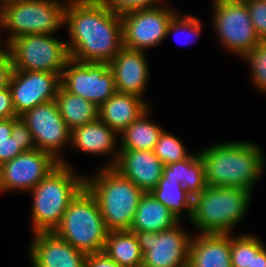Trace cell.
<instances>
[{"instance_id": "cell-23", "label": "cell", "mask_w": 266, "mask_h": 267, "mask_svg": "<svg viewBox=\"0 0 266 267\" xmlns=\"http://www.w3.org/2000/svg\"><path fill=\"white\" fill-rule=\"evenodd\" d=\"M162 177L177 180L192 197L207 187L205 164L199 152L183 161L165 165Z\"/></svg>"}, {"instance_id": "cell-24", "label": "cell", "mask_w": 266, "mask_h": 267, "mask_svg": "<svg viewBox=\"0 0 266 267\" xmlns=\"http://www.w3.org/2000/svg\"><path fill=\"white\" fill-rule=\"evenodd\" d=\"M55 101L65 124L71 131L99 118L98 107L95 104L69 93L61 85L58 88Z\"/></svg>"}, {"instance_id": "cell-29", "label": "cell", "mask_w": 266, "mask_h": 267, "mask_svg": "<svg viewBox=\"0 0 266 267\" xmlns=\"http://www.w3.org/2000/svg\"><path fill=\"white\" fill-rule=\"evenodd\" d=\"M153 151L164 165L180 162L191 156L180 139L164 130Z\"/></svg>"}, {"instance_id": "cell-14", "label": "cell", "mask_w": 266, "mask_h": 267, "mask_svg": "<svg viewBox=\"0 0 266 267\" xmlns=\"http://www.w3.org/2000/svg\"><path fill=\"white\" fill-rule=\"evenodd\" d=\"M59 163L50 153L37 148L23 152L0 166V192L30 191Z\"/></svg>"}, {"instance_id": "cell-12", "label": "cell", "mask_w": 266, "mask_h": 267, "mask_svg": "<svg viewBox=\"0 0 266 267\" xmlns=\"http://www.w3.org/2000/svg\"><path fill=\"white\" fill-rule=\"evenodd\" d=\"M176 14L172 9L156 6L120 15L123 46L144 51L160 44L168 36V26Z\"/></svg>"}, {"instance_id": "cell-30", "label": "cell", "mask_w": 266, "mask_h": 267, "mask_svg": "<svg viewBox=\"0 0 266 267\" xmlns=\"http://www.w3.org/2000/svg\"><path fill=\"white\" fill-rule=\"evenodd\" d=\"M251 66L252 81L256 87L266 92V41H260L244 57Z\"/></svg>"}, {"instance_id": "cell-16", "label": "cell", "mask_w": 266, "mask_h": 267, "mask_svg": "<svg viewBox=\"0 0 266 267\" xmlns=\"http://www.w3.org/2000/svg\"><path fill=\"white\" fill-rule=\"evenodd\" d=\"M114 154L113 161L106 167L116 169L144 193L151 192L158 185L165 165L153 150L120 149L118 154L116 152Z\"/></svg>"}, {"instance_id": "cell-22", "label": "cell", "mask_w": 266, "mask_h": 267, "mask_svg": "<svg viewBox=\"0 0 266 267\" xmlns=\"http://www.w3.org/2000/svg\"><path fill=\"white\" fill-rule=\"evenodd\" d=\"M115 133V130L98 118L96 121L74 128L71 131V144L90 154H112L116 144Z\"/></svg>"}, {"instance_id": "cell-4", "label": "cell", "mask_w": 266, "mask_h": 267, "mask_svg": "<svg viewBox=\"0 0 266 267\" xmlns=\"http://www.w3.org/2000/svg\"><path fill=\"white\" fill-rule=\"evenodd\" d=\"M85 187L95 197L109 231L129 230L144 192L113 167H106L92 178L85 177Z\"/></svg>"}, {"instance_id": "cell-3", "label": "cell", "mask_w": 266, "mask_h": 267, "mask_svg": "<svg viewBox=\"0 0 266 267\" xmlns=\"http://www.w3.org/2000/svg\"><path fill=\"white\" fill-rule=\"evenodd\" d=\"M85 187V176L76 175L64 160L32 190L33 231L53 232L71 201Z\"/></svg>"}, {"instance_id": "cell-39", "label": "cell", "mask_w": 266, "mask_h": 267, "mask_svg": "<svg viewBox=\"0 0 266 267\" xmlns=\"http://www.w3.org/2000/svg\"><path fill=\"white\" fill-rule=\"evenodd\" d=\"M20 117L8 118V119H0V142L8 140L11 137L13 124Z\"/></svg>"}, {"instance_id": "cell-26", "label": "cell", "mask_w": 266, "mask_h": 267, "mask_svg": "<svg viewBox=\"0 0 266 267\" xmlns=\"http://www.w3.org/2000/svg\"><path fill=\"white\" fill-rule=\"evenodd\" d=\"M146 110L137 120L133 121L121 134V148L130 150H154L163 129L149 121Z\"/></svg>"}, {"instance_id": "cell-10", "label": "cell", "mask_w": 266, "mask_h": 267, "mask_svg": "<svg viewBox=\"0 0 266 267\" xmlns=\"http://www.w3.org/2000/svg\"><path fill=\"white\" fill-rule=\"evenodd\" d=\"M60 83L69 93L97 107L117 92L108 63L77 62L70 58L61 73Z\"/></svg>"}, {"instance_id": "cell-13", "label": "cell", "mask_w": 266, "mask_h": 267, "mask_svg": "<svg viewBox=\"0 0 266 267\" xmlns=\"http://www.w3.org/2000/svg\"><path fill=\"white\" fill-rule=\"evenodd\" d=\"M20 118L29 128L36 148L62 162L58 153L66 143H71V130L65 124L56 101L39 104Z\"/></svg>"}, {"instance_id": "cell-1", "label": "cell", "mask_w": 266, "mask_h": 267, "mask_svg": "<svg viewBox=\"0 0 266 267\" xmlns=\"http://www.w3.org/2000/svg\"><path fill=\"white\" fill-rule=\"evenodd\" d=\"M64 24L71 38L69 56L77 62L109 63L123 47L121 17L102 0H70Z\"/></svg>"}, {"instance_id": "cell-15", "label": "cell", "mask_w": 266, "mask_h": 267, "mask_svg": "<svg viewBox=\"0 0 266 267\" xmlns=\"http://www.w3.org/2000/svg\"><path fill=\"white\" fill-rule=\"evenodd\" d=\"M61 74L13 70L9 88L18 117L39 104L55 100Z\"/></svg>"}, {"instance_id": "cell-36", "label": "cell", "mask_w": 266, "mask_h": 267, "mask_svg": "<svg viewBox=\"0 0 266 267\" xmlns=\"http://www.w3.org/2000/svg\"><path fill=\"white\" fill-rule=\"evenodd\" d=\"M14 67L9 50L0 51V90L9 87Z\"/></svg>"}, {"instance_id": "cell-9", "label": "cell", "mask_w": 266, "mask_h": 267, "mask_svg": "<svg viewBox=\"0 0 266 267\" xmlns=\"http://www.w3.org/2000/svg\"><path fill=\"white\" fill-rule=\"evenodd\" d=\"M213 1V23L223 46L243 58L260 42L246 2L244 0Z\"/></svg>"}, {"instance_id": "cell-20", "label": "cell", "mask_w": 266, "mask_h": 267, "mask_svg": "<svg viewBox=\"0 0 266 267\" xmlns=\"http://www.w3.org/2000/svg\"><path fill=\"white\" fill-rule=\"evenodd\" d=\"M148 109V104L139 96L116 92L98 107V113L99 119L118 134Z\"/></svg>"}, {"instance_id": "cell-33", "label": "cell", "mask_w": 266, "mask_h": 267, "mask_svg": "<svg viewBox=\"0 0 266 267\" xmlns=\"http://www.w3.org/2000/svg\"><path fill=\"white\" fill-rule=\"evenodd\" d=\"M184 16L185 17H183V16L180 17V14L179 15L176 14L174 16V18L172 19V21L170 22V24L168 26L167 35H169L172 32L175 34L178 30L181 31L180 32L181 34L183 33V31H188L190 34L196 35V37H197V35L200 34L201 24H200L199 19L194 17V16H191L190 14H188V15L185 14ZM174 38H176V37H174ZM187 40H186V43L190 42ZM194 41L195 40H193V42Z\"/></svg>"}, {"instance_id": "cell-7", "label": "cell", "mask_w": 266, "mask_h": 267, "mask_svg": "<svg viewBox=\"0 0 266 267\" xmlns=\"http://www.w3.org/2000/svg\"><path fill=\"white\" fill-rule=\"evenodd\" d=\"M58 0H8L0 4V26L10 33L6 46L28 34H53L64 25L66 4Z\"/></svg>"}, {"instance_id": "cell-21", "label": "cell", "mask_w": 266, "mask_h": 267, "mask_svg": "<svg viewBox=\"0 0 266 267\" xmlns=\"http://www.w3.org/2000/svg\"><path fill=\"white\" fill-rule=\"evenodd\" d=\"M180 221L150 192L139 201L129 231L160 232L174 227Z\"/></svg>"}, {"instance_id": "cell-32", "label": "cell", "mask_w": 266, "mask_h": 267, "mask_svg": "<svg viewBox=\"0 0 266 267\" xmlns=\"http://www.w3.org/2000/svg\"><path fill=\"white\" fill-rule=\"evenodd\" d=\"M105 5L110 8L115 14L122 15L130 11L143 8L156 7V3L165 0H102ZM155 4V5H154Z\"/></svg>"}, {"instance_id": "cell-35", "label": "cell", "mask_w": 266, "mask_h": 267, "mask_svg": "<svg viewBox=\"0 0 266 267\" xmlns=\"http://www.w3.org/2000/svg\"><path fill=\"white\" fill-rule=\"evenodd\" d=\"M23 152L16 140V133H12L8 140L0 142V166Z\"/></svg>"}, {"instance_id": "cell-40", "label": "cell", "mask_w": 266, "mask_h": 267, "mask_svg": "<svg viewBox=\"0 0 266 267\" xmlns=\"http://www.w3.org/2000/svg\"><path fill=\"white\" fill-rule=\"evenodd\" d=\"M266 246L264 245L257 253H252L251 267H266Z\"/></svg>"}, {"instance_id": "cell-34", "label": "cell", "mask_w": 266, "mask_h": 267, "mask_svg": "<svg viewBox=\"0 0 266 267\" xmlns=\"http://www.w3.org/2000/svg\"><path fill=\"white\" fill-rule=\"evenodd\" d=\"M12 133H16V140L24 152L36 149L32 134L21 118L13 124Z\"/></svg>"}, {"instance_id": "cell-41", "label": "cell", "mask_w": 266, "mask_h": 267, "mask_svg": "<svg viewBox=\"0 0 266 267\" xmlns=\"http://www.w3.org/2000/svg\"><path fill=\"white\" fill-rule=\"evenodd\" d=\"M5 1H8V0H0V4H2V3L5 2Z\"/></svg>"}, {"instance_id": "cell-25", "label": "cell", "mask_w": 266, "mask_h": 267, "mask_svg": "<svg viewBox=\"0 0 266 267\" xmlns=\"http://www.w3.org/2000/svg\"><path fill=\"white\" fill-rule=\"evenodd\" d=\"M119 267H142L143 254L134 232L109 231L103 250Z\"/></svg>"}, {"instance_id": "cell-19", "label": "cell", "mask_w": 266, "mask_h": 267, "mask_svg": "<svg viewBox=\"0 0 266 267\" xmlns=\"http://www.w3.org/2000/svg\"><path fill=\"white\" fill-rule=\"evenodd\" d=\"M188 267H232L230 234H201L189 247Z\"/></svg>"}, {"instance_id": "cell-5", "label": "cell", "mask_w": 266, "mask_h": 267, "mask_svg": "<svg viewBox=\"0 0 266 267\" xmlns=\"http://www.w3.org/2000/svg\"><path fill=\"white\" fill-rule=\"evenodd\" d=\"M251 194V190L207 185L193 197L190 221L201 234H230L246 214Z\"/></svg>"}, {"instance_id": "cell-37", "label": "cell", "mask_w": 266, "mask_h": 267, "mask_svg": "<svg viewBox=\"0 0 266 267\" xmlns=\"http://www.w3.org/2000/svg\"><path fill=\"white\" fill-rule=\"evenodd\" d=\"M18 117L12 102V94L9 87L0 90V119Z\"/></svg>"}, {"instance_id": "cell-8", "label": "cell", "mask_w": 266, "mask_h": 267, "mask_svg": "<svg viewBox=\"0 0 266 267\" xmlns=\"http://www.w3.org/2000/svg\"><path fill=\"white\" fill-rule=\"evenodd\" d=\"M66 43L52 34H28L12 40L6 48L15 70L61 74L70 59Z\"/></svg>"}, {"instance_id": "cell-28", "label": "cell", "mask_w": 266, "mask_h": 267, "mask_svg": "<svg viewBox=\"0 0 266 267\" xmlns=\"http://www.w3.org/2000/svg\"><path fill=\"white\" fill-rule=\"evenodd\" d=\"M259 238L252 235L233 237L230 234V258L232 267H251L252 253H257L262 247Z\"/></svg>"}, {"instance_id": "cell-17", "label": "cell", "mask_w": 266, "mask_h": 267, "mask_svg": "<svg viewBox=\"0 0 266 267\" xmlns=\"http://www.w3.org/2000/svg\"><path fill=\"white\" fill-rule=\"evenodd\" d=\"M30 247L33 267H86V254L54 232H36Z\"/></svg>"}, {"instance_id": "cell-31", "label": "cell", "mask_w": 266, "mask_h": 267, "mask_svg": "<svg viewBox=\"0 0 266 267\" xmlns=\"http://www.w3.org/2000/svg\"><path fill=\"white\" fill-rule=\"evenodd\" d=\"M260 41H266V0H244Z\"/></svg>"}, {"instance_id": "cell-2", "label": "cell", "mask_w": 266, "mask_h": 267, "mask_svg": "<svg viewBox=\"0 0 266 267\" xmlns=\"http://www.w3.org/2000/svg\"><path fill=\"white\" fill-rule=\"evenodd\" d=\"M205 164L206 183L214 187L252 190L264 170V154L252 142L230 141L199 152Z\"/></svg>"}, {"instance_id": "cell-38", "label": "cell", "mask_w": 266, "mask_h": 267, "mask_svg": "<svg viewBox=\"0 0 266 267\" xmlns=\"http://www.w3.org/2000/svg\"><path fill=\"white\" fill-rule=\"evenodd\" d=\"M86 267H119L104 251L87 254Z\"/></svg>"}, {"instance_id": "cell-6", "label": "cell", "mask_w": 266, "mask_h": 267, "mask_svg": "<svg viewBox=\"0 0 266 267\" xmlns=\"http://www.w3.org/2000/svg\"><path fill=\"white\" fill-rule=\"evenodd\" d=\"M53 232L87 255L104 250L109 230L95 197L84 187Z\"/></svg>"}, {"instance_id": "cell-27", "label": "cell", "mask_w": 266, "mask_h": 267, "mask_svg": "<svg viewBox=\"0 0 266 267\" xmlns=\"http://www.w3.org/2000/svg\"><path fill=\"white\" fill-rule=\"evenodd\" d=\"M150 193L166 206L179 221L184 209L188 213L189 220L191 219L193 197L177 180L161 177L158 185Z\"/></svg>"}, {"instance_id": "cell-11", "label": "cell", "mask_w": 266, "mask_h": 267, "mask_svg": "<svg viewBox=\"0 0 266 267\" xmlns=\"http://www.w3.org/2000/svg\"><path fill=\"white\" fill-rule=\"evenodd\" d=\"M179 224L158 233L132 231L143 254L142 267H188L192 237Z\"/></svg>"}, {"instance_id": "cell-18", "label": "cell", "mask_w": 266, "mask_h": 267, "mask_svg": "<svg viewBox=\"0 0 266 267\" xmlns=\"http://www.w3.org/2000/svg\"><path fill=\"white\" fill-rule=\"evenodd\" d=\"M144 51L122 47L108 63L113 73L117 92L142 98L149 78V67Z\"/></svg>"}]
</instances>
